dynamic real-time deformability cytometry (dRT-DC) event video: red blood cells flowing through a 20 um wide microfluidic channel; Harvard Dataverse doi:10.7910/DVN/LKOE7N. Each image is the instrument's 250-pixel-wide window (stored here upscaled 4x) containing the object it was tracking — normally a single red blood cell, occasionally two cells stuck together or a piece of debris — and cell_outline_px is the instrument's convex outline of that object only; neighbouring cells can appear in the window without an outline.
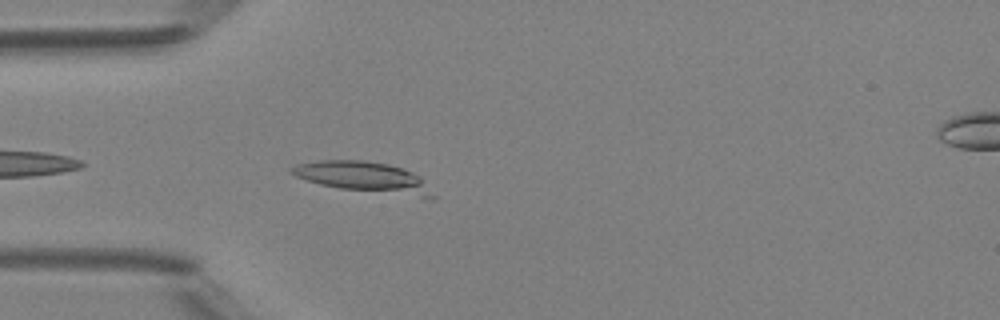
{"species": "Egyptian fruit bat (a non-hibernating species)", "species_latin": "Rousettus aegyptiacus", "temperature_condition": "room temperature", "stored_images_in_passage": 18, "camera_frame_rate_fps": 3000, "um_per_image_px": 0.085, "animal": {"sex": "female"}, "frame": {"image": 1, "passage_image": 3, "time_ms": 0.667, "image_size_px": [1000, 320], "cell_outline_px": [[436, 196], [432, 200], [340, 188], [320, 184], [296, 176], [288, 172], [288, 168], [296, 164], [320, 160], [364, 160], [388, 164], [404, 168], [420, 176]], "centroid_in_image_um": [30.98, 15.08], "position_along_channel_um": 54.0, "area_um2": 25.61}}
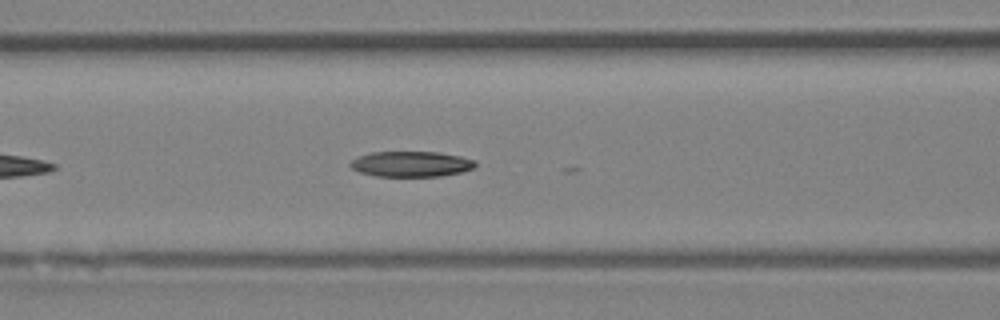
{"frame": {"image": 2, "passage_image": 9, "time_ms": 2.667, "image_size_px": [1000, 320], "cell_outline_px": [[476, 168], [460, 172], [440, 176], [376, 176], [360, 172], [352, 168], [348, 164], [352, 160], [360, 156], [372, 152], [440, 152], [460, 156], [476, 160]], "centroid_in_image_um": [34.98, 13.94], "position_along_channel_um": 131.6, "area_um2": 18.55}}
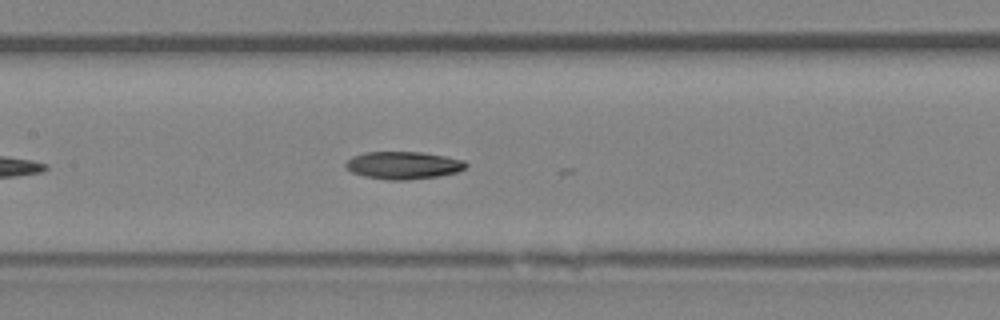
{"frame": {"image": 3, "passage_image": 12, "time_ms": 3.667, "image_size_px": [1000, 320], "cell_outline_px": [[468, 164], [464, 168], [456, 172], [436, 176], [408, 180], [388, 180], [364, 176], [352, 172], [344, 164], [352, 156], [364, 152], [420, 152], [444, 156], [464, 160]], "centroid_in_image_um": [34.26, 14.04], "position_along_channel_um": 173.1, "area_um2": 19.13}}